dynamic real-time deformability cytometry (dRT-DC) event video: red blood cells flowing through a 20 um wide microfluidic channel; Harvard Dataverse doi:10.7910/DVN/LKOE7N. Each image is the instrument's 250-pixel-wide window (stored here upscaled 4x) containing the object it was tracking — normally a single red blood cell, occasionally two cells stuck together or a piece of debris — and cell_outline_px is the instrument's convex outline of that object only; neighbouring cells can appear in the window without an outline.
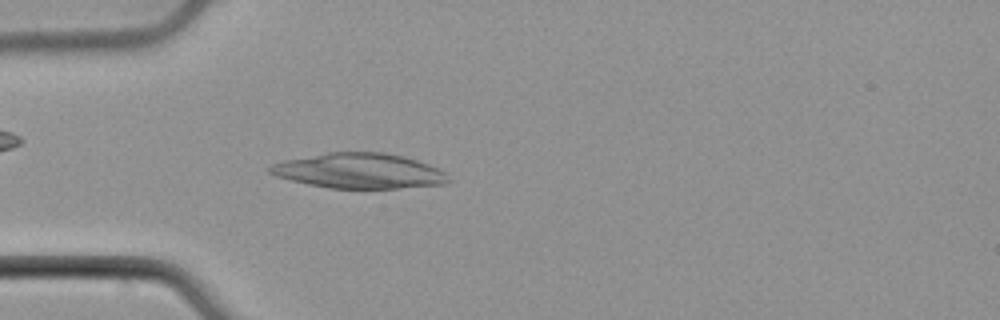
{"species": "common noctule bat (a hibernating species)", "species_latin": "Nyctalus noctula", "temperature_condition": "cold", "stored_images_in_passage": 51, "camera_frame_rate_fps": 3000, "um_per_image_px": 0.085, "animal": {"sex": "male", "body_mass_g": 21.5, "forearm_length_mm": 52.0}, "frame": {"image": 1, "passage_image": 14, "time_ms": 4.333, "image_size_px": [1000, 320], "cell_outline_px": [[452, 180], [448, 184], [400, 188], [328, 188], [308, 184], [276, 176], [268, 172], [268, 168], [272, 164], [284, 160], [328, 152], [384, 152], [404, 156], [428, 164], [444, 172]], "centroid_in_image_um": [30.55, 14.52], "position_along_channel_um": 54.4, "area_um2": 36.59}}
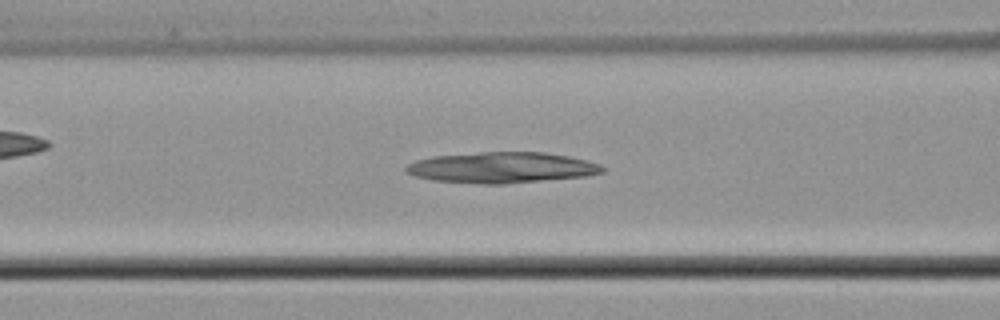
{"frame": {"image": 2, "passage_image": 20, "time_ms": 6.333, "image_size_px": [1000, 320], "cell_outline_px": [[604, 172], [588, 176], [504, 184], [480, 184], [432, 180], [416, 176], [404, 172], [404, 168], [408, 164], [416, 160], [432, 156], [480, 152], [544, 152], [568, 156], [588, 160], [600, 164], [604, 168]], "centroid_in_image_um": [42.65, 14.24], "position_along_channel_um": 124.0, "area_um2": 35.55}}
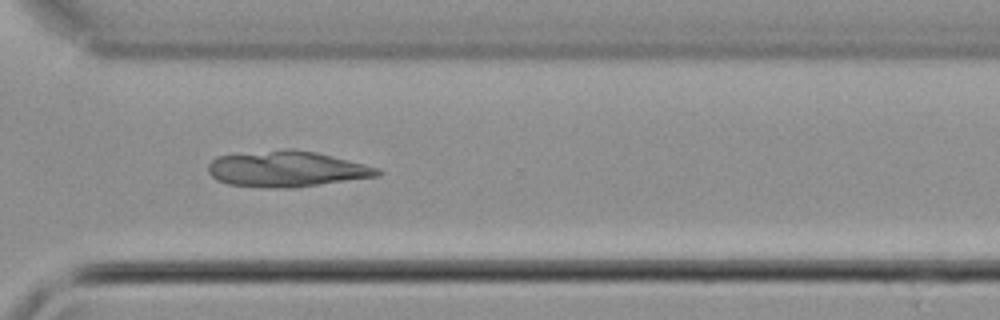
{"frame": {"image": 3, "passage_image": 37, "time_ms": 12.0, "image_size_px": [1000, 320], "cell_outline_px": [[380, 176], [292, 188], [268, 188], [228, 184], [216, 180], [208, 172], [208, 164], [216, 156], [284, 148], [292, 148], [316, 152], [364, 164], [376, 168], [380, 172]], "centroid_in_image_um": [24.32, 14.36], "position_along_channel_um": 346.3, "area_um2": 35.43}}